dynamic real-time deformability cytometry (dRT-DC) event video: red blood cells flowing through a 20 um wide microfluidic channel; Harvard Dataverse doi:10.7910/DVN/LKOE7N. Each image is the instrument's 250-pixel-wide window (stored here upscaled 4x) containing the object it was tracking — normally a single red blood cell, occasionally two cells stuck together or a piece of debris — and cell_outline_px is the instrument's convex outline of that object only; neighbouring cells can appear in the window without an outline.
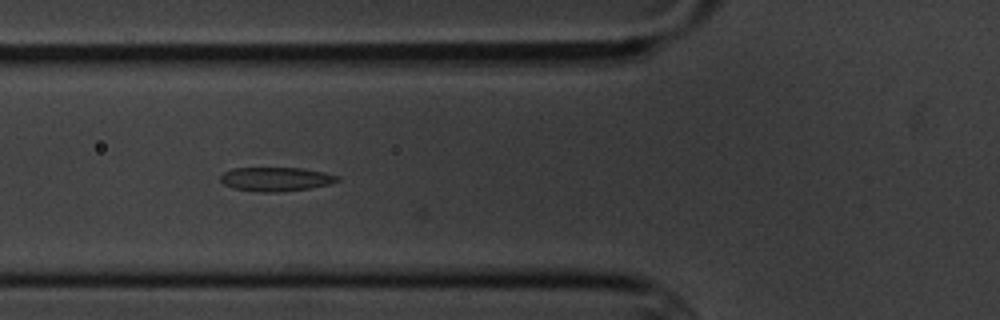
{"species": "common noctule bat (a hibernating species)", "species_latin": "Nyctalus noctula", "temperature_condition": "cold", "stored_images_in_passage": 7, "camera_frame_rate_fps": 3000, "um_per_image_px": 0.085, "animal": {"sex": "male", "body_mass_g": 20.1, "forearm_length_mm": 53.5}, "frame": {"image": 1, "passage_image": 6, "time_ms": 6.667, "image_size_px": [1000, 320], "cell_outline_px": [[340, 180], [328, 184], [308, 188], [280, 192], [260, 192], [232, 188], [224, 184], [220, 180], [220, 176], [224, 172], [232, 168], [304, 168], [324, 172], [340, 176]], "centroid_in_image_um": [23.44, 15.22], "position_along_channel_um": 102.4, "area_um2": 16.36}}
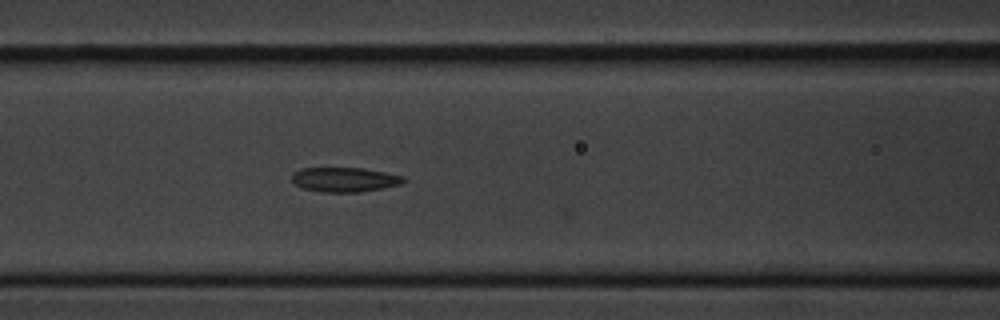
{"frame": {"image": 2, "passage_image": 7, "time_ms": 7.667, "image_size_px": [1000, 320], "cell_outline_px": [[408, 180], [400, 184], [360, 192], [320, 192], [304, 188], [296, 184], [292, 180], [292, 172], [300, 168], [360, 168], [384, 172], [404, 176]], "centroid_in_image_um": [29.28, 15.26], "position_along_channel_um": 137.3, "area_um2": 15.9}}